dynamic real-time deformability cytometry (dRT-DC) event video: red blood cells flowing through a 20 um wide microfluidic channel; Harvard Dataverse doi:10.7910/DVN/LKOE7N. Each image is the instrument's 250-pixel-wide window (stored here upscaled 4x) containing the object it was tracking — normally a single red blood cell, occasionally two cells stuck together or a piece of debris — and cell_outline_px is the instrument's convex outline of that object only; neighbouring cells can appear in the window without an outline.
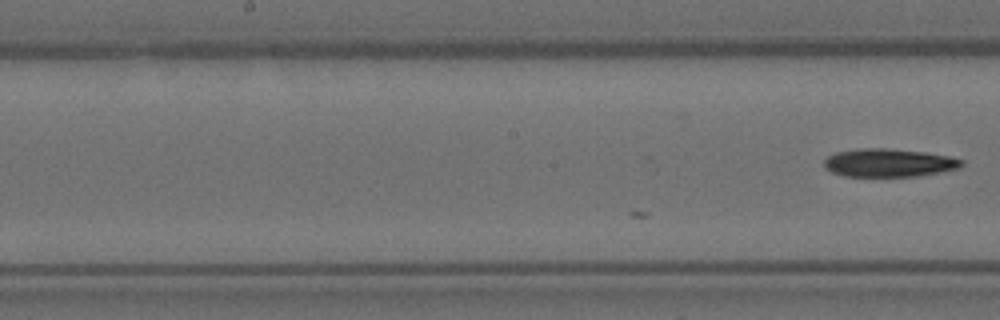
{"species": "Egyptian fruit bat (a non-hibernating species)", "species_latin": "Rousettus aegyptiacus", "temperature_condition": "room temperature", "stored_images_in_passage": 26, "camera_frame_rate_fps": 3000, "um_per_image_px": 0.085, "animal": {"sex": "female"}, "frame": {"image": 1, "passage_image": 26, "time_ms": 8.333, "image_size_px": [1000, 320], "cell_outline_px": [[964, 164], [960, 168], [940, 172], [916, 176], [844, 176], [832, 172], [824, 168], [824, 160], [828, 156], [836, 152], [860, 148], [888, 148], [924, 152], [948, 156], [964, 160]], "centroid_in_image_um": [75.55, 13.83], "position_along_channel_um": 172.7, "area_um2": 22.6}}